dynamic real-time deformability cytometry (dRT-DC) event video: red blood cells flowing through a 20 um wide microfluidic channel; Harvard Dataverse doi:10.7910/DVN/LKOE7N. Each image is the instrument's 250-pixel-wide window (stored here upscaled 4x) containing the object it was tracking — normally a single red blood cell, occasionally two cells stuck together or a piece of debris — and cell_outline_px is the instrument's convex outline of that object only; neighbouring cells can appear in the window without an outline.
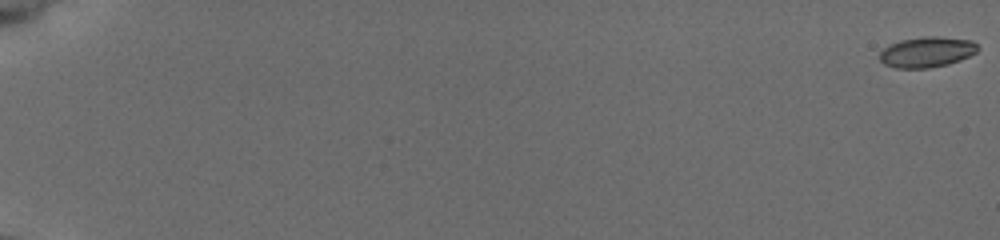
{"species": "common noctule bat (a hibernating species)", "species_latin": "Nyctalus noctula", "temperature_condition": "cold", "stored_images_in_passage": 58, "camera_frame_rate_fps": 3000, "um_per_image_px": 0.085, "animal": {"sex": "female", "body_mass_g": 19.5, "forearm_length_mm": 54.1}, "frame": {"image": 1, "passage_image": 1, "time_ms": 0.0, "image_size_px": [1000, 240], "cell_outline_px": [[980, 48], [976, 52], [960, 60], [948, 64], [928, 68], [896, 68], [884, 64], [880, 60], [880, 52], [888, 44], [900, 40], [924, 36], [936, 36], [972, 40]], "centroid_in_image_um": [78.77, 4.41], "position_along_channel_um": 6.2, "area_um2": 17.51}}
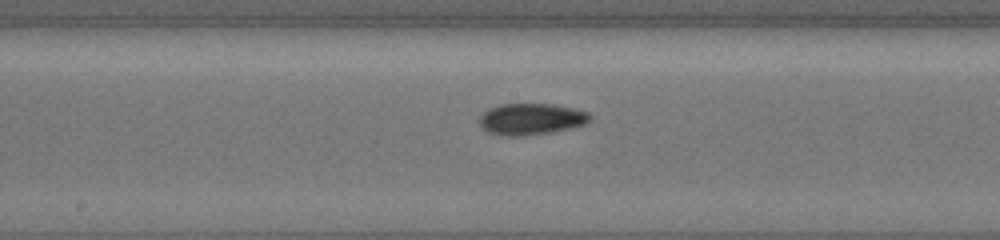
{"frame": {"image": 2, "passage_image": 34, "time_ms": 11.0, "image_size_px": [1000, 240], "cell_outline_px": [[592, 120], [584, 124], [572, 128], [552, 132], [524, 136], [504, 136], [488, 132], [480, 128], [480, 116], [488, 108], [500, 104], [552, 104], [572, 108], [588, 112], [592, 116]], "centroid_in_image_um": [45.14, 10.13], "position_along_channel_um": 203.1, "area_um2": 20.46}}
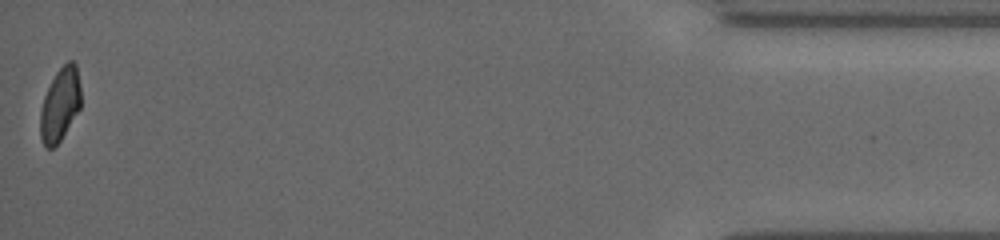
{"frame": {"image": 3, "passage_image": 58, "time_ms": 19.0, "image_size_px": [1000, 240], "cell_outline_px": [[80, 108], [60, 140], [52, 148], [48, 148], [44, 144], [40, 136], [40, 112], [44, 96], [56, 72], [68, 60], [72, 60], [76, 64], [80, 84]], "centroid_in_image_um": [5.1, 8.86], "position_along_channel_um": 430.1, "area_um2": 17.11}, "authors_computed_cell_mechanics": {"area_um2": 18.2648, "velocity_mm_per_s": 3.781, "shape_relaxation_time_tau1_ms": 3.8759, "shape_relaxation_time_tau2_ms": 2.9212, "deformation_change_tau1": 0.0915, "deformation_change_tau2": 0.0662}}